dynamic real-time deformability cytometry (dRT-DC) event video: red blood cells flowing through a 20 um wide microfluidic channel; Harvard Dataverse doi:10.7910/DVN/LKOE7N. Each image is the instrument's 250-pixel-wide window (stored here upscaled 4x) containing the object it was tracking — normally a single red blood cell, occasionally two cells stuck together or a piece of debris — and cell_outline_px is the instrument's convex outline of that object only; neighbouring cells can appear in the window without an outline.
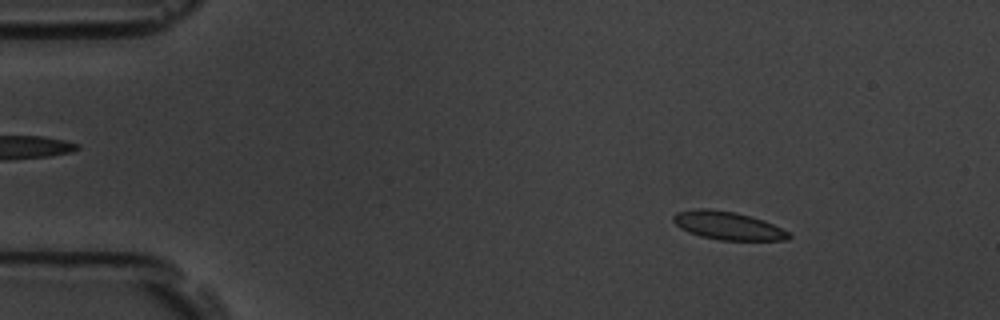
{"species": "common noctule bat (a hibernating species)", "species_latin": "Nyctalus noctula", "temperature_condition": "room temperature", "stored_images_in_passage": 5, "camera_frame_rate_fps": 3000, "um_per_image_px": 0.085, "animal": {"sex": "male", "body_mass_g": 19.5, "forearm_length_mm": 54.6}, "frame": {"image": 1, "passage_image": 2, "time_ms": 1.333, "image_size_px": [1000, 320], "cell_outline_px": [[792, 236], [788, 240], [720, 240], [700, 236], [688, 232], [680, 228], [672, 220], [672, 216], [676, 212], [696, 208], [708, 208], [736, 212], [752, 216], [764, 220], [788, 232]], "centroid_in_image_um": [61.84, 19.17], "position_along_channel_um": 23.2, "area_um2": 19.07}}
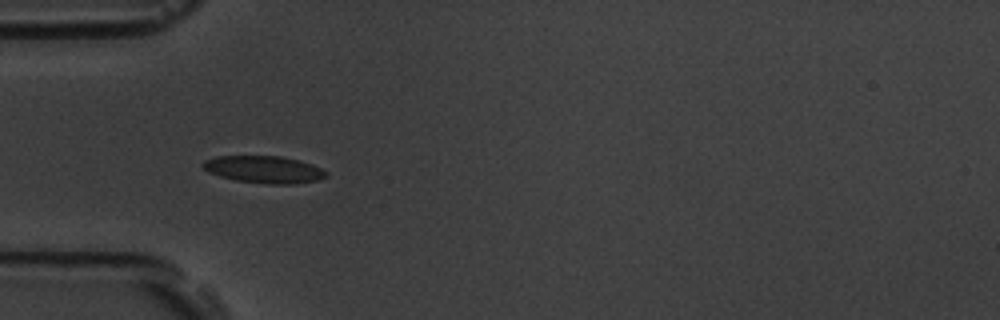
{"frame": {"image": 2, "passage_image": 4, "time_ms": 4.667, "image_size_px": [1000, 320], "cell_outline_px": [[328, 176], [316, 180], [296, 184], [268, 184], [236, 180], [220, 176], [208, 172], [200, 164], [204, 160], [216, 156], [280, 156], [300, 160], [312, 164], [328, 172]], "centroid_in_image_um": [22.44, 14.4], "position_along_channel_um": 62.6, "area_um2": 19.59}}
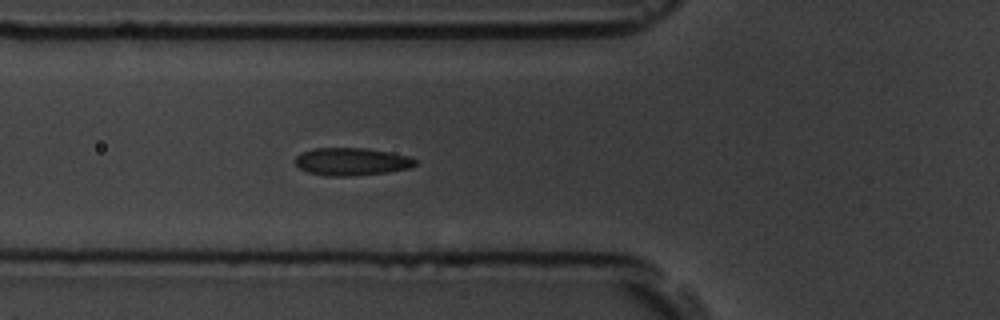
{"frame": {"image": 3, "passage_image": 5, "time_ms": 5.667, "image_size_px": [1000, 320], "cell_outline_px": [[416, 164], [412, 168], [388, 172], [352, 176], [324, 176], [308, 172], [300, 168], [296, 164], [296, 156], [300, 152], [312, 148], [364, 148], [388, 152], [408, 156], [416, 160]], "centroid_in_image_um": [29.87, 13.74], "position_along_channel_um": 95.9, "area_um2": 19.42}}